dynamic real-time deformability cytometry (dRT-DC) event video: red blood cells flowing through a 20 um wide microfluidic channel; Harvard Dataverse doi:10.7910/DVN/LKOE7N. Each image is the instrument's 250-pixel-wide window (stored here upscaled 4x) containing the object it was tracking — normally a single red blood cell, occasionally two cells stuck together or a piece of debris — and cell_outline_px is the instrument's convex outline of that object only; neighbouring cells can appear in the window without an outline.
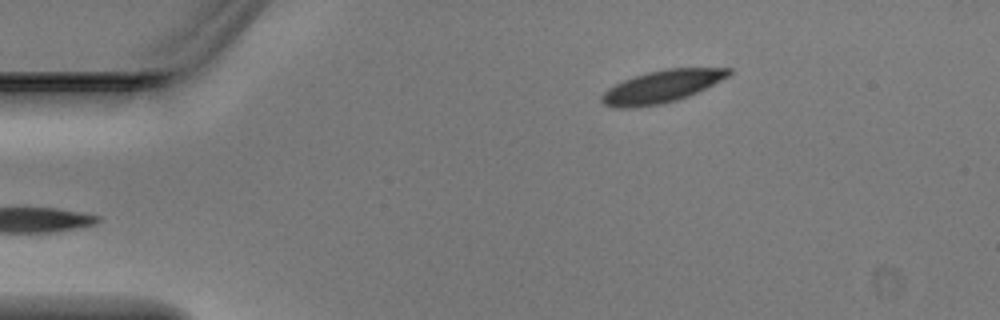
{"species": "Egyptian fruit bat (a non-hibernating species)", "species_latin": "Rousettus aegyptiacus", "temperature_condition": "warm", "stored_images_in_passage": 2, "camera_frame_rate_fps": 3000, "um_per_image_px": 0.085, "animal": {"sex": "male"}, "frame": {"image": 1, "passage_image": 2, "time_ms": 0.333, "image_size_px": [1000, 320], "cell_outline_px": [[732, 72], [728, 76], [688, 96], [676, 100], [660, 104], [632, 108], [616, 108], [604, 104], [600, 100], [600, 96], [608, 88], [624, 80], [648, 72], [668, 68], [732, 68]], "centroid_in_image_um": [56.21, 7.36], "position_along_channel_um": 28.8, "area_um2": 23.58}}